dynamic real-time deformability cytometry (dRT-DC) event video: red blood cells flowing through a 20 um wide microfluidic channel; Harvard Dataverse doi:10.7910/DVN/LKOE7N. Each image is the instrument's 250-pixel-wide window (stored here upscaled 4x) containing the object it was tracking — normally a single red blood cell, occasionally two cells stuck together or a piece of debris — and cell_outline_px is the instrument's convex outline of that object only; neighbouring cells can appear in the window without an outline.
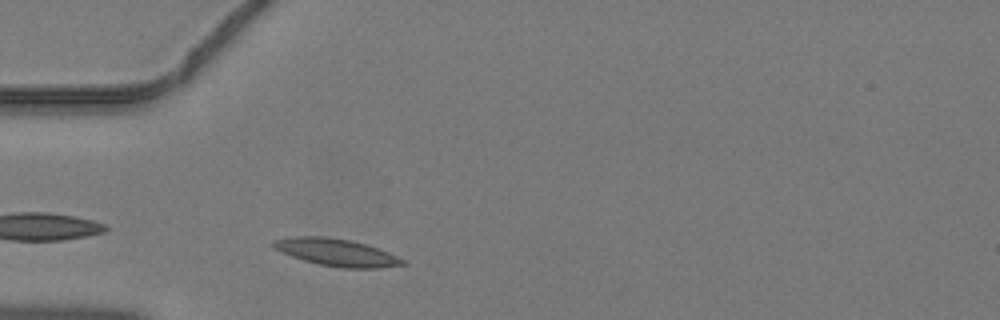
{"species": "common noctule bat (a hibernating species)", "species_latin": "Nyctalus noctula", "temperature_condition": "warm", "stored_images_in_passage": 34, "camera_frame_rate_fps": 3000, "um_per_image_px": 0.085, "animal": {"sex": "male", "body_mass_g": 19.2, "forearm_length_mm": 51.8}, "frame": {"image": 1, "passage_image": 2, "time_ms": 0.333, "image_size_px": [1000, 320], "cell_outline_px": [[408, 264], [380, 268], [344, 268], [320, 264], [304, 260], [280, 252], [272, 244], [276, 240], [296, 236], [328, 236], [348, 240], [380, 248], [404, 260]], "centroid_in_image_um": [28.65, 21.45], "position_along_channel_um": 56.4, "area_um2": 20.29}}
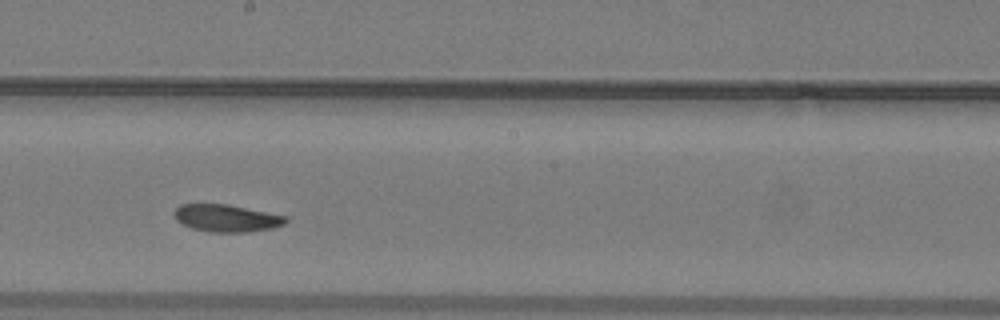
{"frame": {"image": 2, "passage_image": 14, "time_ms": 4.333, "image_size_px": [1000, 320], "cell_outline_px": [[288, 220], [284, 224], [272, 228], [248, 232], [208, 232], [192, 228], [176, 220], [172, 212], [180, 204], [228, 204], [288, 216]], "centroid_in_image_um": [19.25, 18.54], "position_along_channel_um": 228.9, "area_um2": 17.86}}
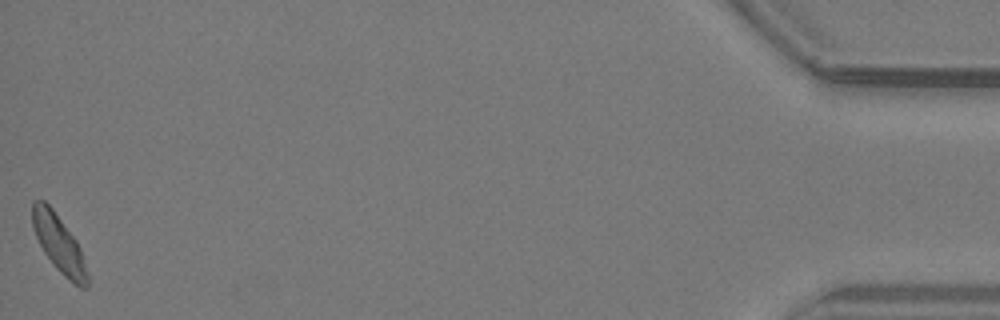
{"frame": {"image": 3, "passage_image": 34, "time_ms": 11.0, "image_size_px": [1000, 320], "cell_outline_px": [[88, 288], [80, 288], [68, 280], [56, 268], [44, 252], [32, 228], [32, 200], [44, 200], [52, 208], [76, 240], [80, 248], [88, 276]], "centroid_in_image_um": [5.0, 20.72], "position_along_channel_um": 430.2, "area_um2": 18.21}}